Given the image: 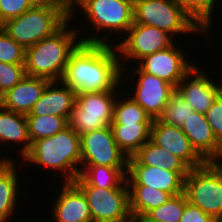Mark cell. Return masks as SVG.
<instances>
[{
    "label": "cell",
    "instance_id": "obj_2",
    "mask_svg": "<svg viewBox=\"0 0 222 222\" xmlns=\"http://www.w3.org/2000/svg\"><path fill=\"white\" fill-rule=\"evenodd\" d=\"M70 19L77 25L82 42L115 45L134 23V0H83Z\"/></svg>",
    "mask_w": 222,
    "mask_h": 222
},
{
    "label": "cell",
    "instance_id": "obj_17",
    "mask_svg": "<svg viewBox=\"0 0 222 222\" xmlns=\"http://www.w3.org/2000/svg\"><path fill=\"white\" fill-rule=\"evenodd\" d=\"M188 172H175L154 166L128 165L127 186H148L170 193L172 196L184 192V181Z\"/></svg>",
    "mask_w": 222,
    "mask_h": 222
},
{
    "label": "cell",
    "instance_id": "obj_11",
    "mask_svg": "<svg viewBox=\"0 0 222 222\" xmlns=\"http://www.w3.org/2000/svg\"><path fill=\"white\" fill-rule=\"evenodd\" d=\"M182 42L183 41H176L169 48L147 55L135 65L141 71L163 79L176 88L185 75L195 66L197 61H199L197 59L193 63L194 60L190 59L191 57L189 56L191 52L187 54Z\"/></svg>",
    "mask_w": 222,
    "mask_h": 222
},
{
    "label": "cell",
    "instance_id": "obj_23",
    "mask_svg": "<svg viewBox=\"0 0 222 222\" xmlns=\"http://www.w3.org/2000/svg\"><path fill=\"white\" fill-rule=\"evenodd\" d=\"M127 167L83 166L80 175L73 181L77 186L99 188H128Z\"/></svg>",
    "mask_w": 222,
    "mask_h": 222
},
{
    "label": "cell",
    "instance_id": "obj_29",
    "mask_svg": "<svg viewBox=\"0 0 222 222\" xmlns=\"http://www.w3.org/2000/svg\"><path fill=\"white\" fill-rule=\"evenodd\" d=\"M31 144L41 138L52 137L68 126V121L61 116L42 115L26 116Z\"/></svg>",
    "mask_w": 222,
    "mask_h": 222
},
{
    "label": "cell",
    "instance_id": "obj_24",
    "mask_svg": "<svg viewBox=\"0 0 222 222\" xmlns=\"http://www.w3.org/2000/svg\"><path fill=\"white\" fill-rule=\"evenodd\" d=\"M128 165L154 166L162 170L175 172H189L190 168L177 156L147 141L132 157L128 158Z\"/></svg>",
    "mask_w": 222,
    "mask_h": 222
},
{
    "label": "cell",
    "instance_id": "obj_37",
    "mask_svg": "<svg viewBox=\"0 0 222 222\" xmlns=\"http://www.w3.org/2000/svg\"><path fill=\"white\" fill-rule=\"evenodd\" d=\"M83 0H55V4L62 6L69 14L82 2Z\"/></svg>",
    "mask_w": 222,
    "mask_h": 222
},
{
    "label": "cell",
    "instance_id": "obj_33",
    "mask_svg": "<svg viewBox=\"0 0 222 222\" xmlns=\"http://www.w3.org/2000/svg\"><path fill=\"white\" fill-rule=\"evenodd\" d=\"M26 76L24 64L0 62V96L12 89Z\"/></svg>",
    "mask_w": 222,
    "mask_h": 222
},
{
    "label": "cell",
    "instance_id": "obj_7",
    "mask_svg": "<svg viewBox=\"0 0 222 222\" xmlns=\"http://www.w3.org/2000/svg\"><path fill=\"white\" fill-rule=\"evenodd\" d=\"M187 202L222 221V162H206L192 168L184 181Z\"/></svg>",
    "mask_w": 222,
    "mask_h": 222
},
{
    "label": "cell",
    "instance_id": "obj_21",
    "mask_svg": "<svg viewBox=\"0 0 222 222\" xmlns=\"http://www.w3.org/2000/svg\"><path fill=\"white\" fill-rule=\"evenodd\" d=\"M77 92L62 81H50L26 116L56 115L67 121L76 105Z\"/></svg>",
    "mask_w": 222,
    "mask_h": 222
},
{
    "label": "cell",
    "instance_id": "obj_40",
    "mask_svg": "<svg viewBox=\"0 0 222 222\" xmlns=\"http://www.w3.org/2000/svg\"><path fill=\"white\" fill-rule=\"evenodd\" d=\"M134 222H161V221H134Z\"/></svg>",
    "mask_w": 222,
    "mask_h": 222
},
{
    "label": "cell",
    "instance_id": "obj_1",
    "mask_svg": "<svg viewBox=\"0 0 222 222\" xmlns=\"http://www.w3.org/2000/svg\"><path fill=\"white\" fill-rule=\"evenodd\" d=\"M122 67L115 45L81 42L71 53L61 81L77 93L115 90Z\"/></svg>",
    "mask_w": 222,
    "mask_h": 222
},
{
    "label": "cell",
    "instance_id": "obj_32",
    "mask_svg": "<svg viewBox=\"0 0 222 222\" xmlns=\"http://www.w3.org/2000/svg\"><path fill=\"white\" fill-rule=\"evenodd\" d=\"M0 62L24 64L25 49L13 40L0 26Z\"/></svg>",
    "mask_w": 222,
    "mask_h": 222
},
{
    "label": "cell",
    "instance_id": "obj_25",
    "mask_svg": "<svg viewBox=\"0 0 222 222\" xmlns=\"http://www.w3.org/2000/svg\"><path fill=\"white\" fill-rule=\"evenodd\" d=\"M128 198L129 211L134 222L153 208L163 205L172 195L148 186H128Z\"/></svg>",
    "mask_w": 222,
    "mask_h": 222
},
{
    "label": "cell",
    "instance_id": "obj_20",
    "mask_svg": "<svg viewBox=\"0 0 222 222\" xmlns=\"http://www.w3.org/2000/svg\"><path fill=\"white\" fill-rule=\"evenodd\" d=\"M15 159V161H7L0 167V222H11V218L15 217L14 213L18 214L19 212L16 211L22 208L19 201H22L21 193L25 192L22 188L25 189L26 185L22 183L20 174H23L21 171L24 167L20 161L18 163L17 158ZM19 171L21 173H18Z\"/></svg>",
    "mask_w": 222,
    "mask_h": 222
},
{
    "label": "cell",
    "instance_id": "obj_31",
    "mask_svg": "<svg viewBox=\"0 0 222 222\" xmlns=\"http://www.w3.org/2000/svg\"><path fill=\"white\" fill-rule=\"evenodd\" d=\"M193 108L175 91L169 98L162 115L158 118L163 123L181 127L193 112Z\"/></svg>",
    "mask_w": 222,
    "mask_h": 222
},
{
    "label": "cell",
    "instance_id": "obj_18",
    "mask_svg": "<svg viewBox=\"0 0 222 222\" xmlns=\"http://www.w3.org/2000/svg\"><path fill=\"white\" fill-rule=\"evenodd\" d=\"M10 147L12 149V152H9L11 151L9 150ZM0 148L2 150L4 149L3 150L4 152L1 149L0 151H2V156H4L3 154L6 153L5 158L8 161H15L14 159L15 157H11L9 155L10 153L15 154L18 151L16 154L18 155L17 158L19 157L18 160L20 161L30 151L31 148V141L28 133V124H27L26 115L5 109L1 105H0ZM13 150H15V153L13 152Z\"/></svg>",
    "mask_w": 222,
    "mask_h": 222
},
{
    "label": "cell",
    "instance_id": "obj_19",
    "mask_svg": "<svg viewBox=\"0 0 222 222\" xmlns=\"http://www.w3.org/2000/svg\"><path fill=\"white\" fill-rule=\"evenodd\" d=\"M180 128L206 162H222V145L216 140L205 114L193 111Z\"/></svg>",
    "mask_w": 222,
    "mask_h": 222
},
{
    "label": "cell",
    "instance_id": "obj_30",
    "mask_svg": "<svg viewBox=\"0 0 222 222\" xmlns=\"http://www.w3.org/2000/svg\"><path fill=\"white\" fill-rule=\"evenodd\" d=\"M187 203V198L184 193L172 196V198L163 205L153 208L145 216L135 221L179 222Z\"/></svg>",
    "mask_w": 222,
    "mask_h": 222
},
{
    "label": "cell",
    "instance_id": "obj_26",
    "mask_svg": "<svg viewBox=\"0 0 222 222\" xmlns=\"http://www.w3.org/2000/svg\"><path fill=\"white\" fill-rule=\"evenodd\" d=\"M152 124L110 125L119 149L127 158L132 157L150 140Z\"/></svg>",
    "mask_w": 222,
    "mask_h": 222
},
{
    "label": "cell",
    "instance_id": "obj_5",
    "mask_svg": "<svg viewBox=\"0 0 222 222\" xmlns=\"http://www.w3.org/2000/svg\"><path fill=\"white\" fill-rule=\"evenodd\" d=\"M134 23L157 27L176 41H184L182 35L189 36L187 41L190 44L191 36L196 35L197 38L202 36V39L206 37L207 41L210 39L213 42L210 37L213 35L204 31L177 0H134Z\"/></svg>",
    "mask_w": 222,
    "mask_h": 222
},
{
    "label": "cell",
    "instance_id": "obj_36",
    "mask_svg": "<svg viewBox=\"0 0 222 222\" xmlns=\"http://www.w3.org/2000/svg\"><path fill=\"white\" fill-rule=\"evenodd\" d=\"M179 222H218L214 217L203 212L199 207L190 203L185 205V209Z\"/></svg>",
    "mask_w": 222,
    "mask_h": 222
},
{
    "label": "cell",
    "instance_id": "obj_28",
    "mask_svg": "<svg viewBox=\"0 0 222 222\" xmlns=\"http://www.w3.org/2000/svg\"><path fill=\"white\" fill-rule=\"evenodd\" d=\"M181 7L195 20V22L208 34H211L216 21L217 8L222 0H177ZM220 2V3H219ZM216 12V13H215ZM215 16V17H214ZM210 31V32H209Z\"/></svg>",
    "mask_w": 222,
    "mask_h": 222
},
{
    "label": "cell",
    "instance_id": "obj_12",
    "mask_svg": "<svg viewBox=\"0 0 222 222\" xmlns=\"http://www.w3.org/2000/svg\"><path fill=\"white\" fill-rule=\"evenodd\" d=\"M78 187L86 196L92 222H133L128 188Z\"/></svg>",
    "mask_w": 222,
    "mask_h": 222
},
{
    "label": "cell",
    "instance_id": "obj_38",
    "mask_svg": "<svg viewBox=\"0 0 222 222\" xmlns=\"http://www.w3.org/2000/svg\"><path fill=\"white\" fill-rule=\"evenodd\" d=\"M1 152H0V167L2 165H4L8 160L5 158V156H1Z\"/></svg>",
    "mask_w": 222,
    "mask_h": 222
},
{
    "label": "cell",
    "instance_id": "obj_4",
    "mask_svg": "<svg viewBox=\"0 0 222 222\" xmlns=\"http://www.w3.org/2000/svg\"><path fill=\"white\" fill-rule=\"evenodd\" d=\"M81 42L79 32L70 19L54 35L25 49L26 75L61 81L71 53Z\"/></svg>",
    "mask_w": 222,
    "mask_h": 222
},
{
    "label": "cell",
    "instance_id": "obj_16",
    "mask_svg": "<svg viewBox=\"0 0 222 222\" xmlns=\"http://www.w3.org/2000/svg\"><path fill=\"white\" fill-rule=\"evenodd\" d=\"M150 140L155 145L177 156L190 169L200 167L206 163L178 126L163 123L159 119H153Z\"/></svg>",
    "mask_w": 222,
    "mask_h": 222
},
{
    "label": "cell",
    "instance_id": "obj_39",
    "mask_svg": "<svg viewBox=\"0 0 222 222\" xmlns=\"http://www.w3.org/2000/svg\"><path fill=\"white\" fill-rule=\"evenodd\" d=\"M38 3H55V0H36Z\"/></svg>",
    "mask_w": 222,
    "mask_h": 222
},
{
    "label": "cell",
    "instance_id": "obj_10",
    "mask_svg": "<svg viewBox=\"0 0 222 222\" xmlns=\"http://www.w3.org/2000/svg\"><path fill=\"white\" fill-rule=\"evenodd\" d=\"M173 39L170 34L157 27L133 23L115 44L122 69L135 65L147 55L169 48L176 42Z\"/></svg>",
    "mask_w": 222,
    "mask_h": 222
},
{
    "label": "cell",
    "instance_id": "obj_15",
    "mask_svg": "<svg viewBox=\"0 0 222 222\" xmlns=\"http://www.w3.org/2000/svg\"><path fill=\"white\" fill-rule=\"evenodd\" d=\"M58 195L49 197L52 222H92L86 196L74 182L58 181ZM62 185V186H61ZM60 187V188H59ZM55 198V199H54Z\"/></svg>",
    "mask_w": 222,
    "mask_h": 222
},
{
    "label": "cell",
    "instance_id": "obj_35",
    "mask_svg": "<svg viewBox=\"0 0 222 222\" xmlns=\"http://www.w3.org/2000/svg\"><path fill=\"white\" fill-rule=\"evenodd\" d=\"M216 140L222 145V93L205 113Z\"/></svg>",
    "mask_w": 222,
    "mask_h": 222
},
{
    "label": "cell",
    "instance_id": "obj_3",
    "mask_svg": "<svg viewBox=\"0 0 222 222\" xmlns=\"http://www.w3.org/2000/svg\"><path fill=\"white\" fill-rule=\"evenodd\" d=\"M21 162L24 168L30 164L31 167L36 165L31 168L33 171L41 168L44 172L49 170L53 172L51 174L56 173L54 176L50 174L49 179H55L58 174L60 182H73L81 169L80 135L68 125L52 137L34 141Z\"/></svg>",
    "mask_w": 222,
    "mask_h": 222
},
{
    "label": "cell",
    "instance_id": "obj_27",
    "mask_svg": "<svg viewBox=\"0 0 222 222\" xmlns=\"http://www.w3.org/2000/svg\"><path fill=\"white\" fill-rule=\"evenodd\" d=\"M152 117L122 89L114 104L111 125L152 124Z\"/></svg>",
    "mask_w": 222,
    "mask_h": 222
},
{
    "label": "cell",
    "instance_id": "obj_14",
    "mask_svg": "<svg viewBox=\"0 0 222 222\" xmlns=\"http://www.w3.org/2000/svg\"><path fill=\"white\" fill-rule=\"evenodd\" d=\"M200 65L199 63L195 64L177 85L176 91L194 111L205 114L222 93V78L219 76L215 77L211 72L208 73L209 70L207 69L204 71L203 69L208 67L204 66L201 68Z\"/></svg>",
    "mask_w": 222,
    "mask_h": 222
},
{
    "label": "cell",
    "instance_id": "obj_8",
    "mask_svg": "<svg viewBox=\"0 0 222 222\" xmlns=\"http://www.w3.org/2000/svg\"><path fill=\"white\" fill-rule=\"evenodd\" d=\"M132 84L135 85L132 86ZM121 85L125 93L136 101L152 119H158L162 115L170 96L176 91L172 84L141 71L136 65L122 69Z\"/></svg>",
    "mask_w": 222,
    "mask_h": 222
},
{
    "label": "cell",
    "instance_id": "obj_13",
    "mask_svg": "<svg viewBox=\"0 0 222 222\" xmlns=\"http://www.w3.org/2000/svg\"><path fill=\"white\" fill-rule=\"evenodd\" d=\"M83 166L127 167L128 158L119 149L110 126L80 135Z\"/></svg>",
    "mask_w": 222,
    "mask_h": 222
},
{
    "label": "cell",
    "instance_id": "obj_22",
    "mask_svg": "<svg viewBox=\"0 0 222 222\" xmlns=\"http://www.w3.org/2000/svg\"><path fill=\"white\" fill-rule=\"evenodd\" d=\"M50 80L25 76L12 89L0 96V105L5 109L27 115L41 98Z\"/></svg>",
    "mask_w": 222,
    "mask_h": 222
},
{
    "label": "cell",
    "instance_id": "obj_34",
    "mask_svg": "<svg viewBox=\"0 0 222 222\" xmlns=\"http://www.w3.org/2000/svg\"><path fill=\"white\" fill-rule=\"evenodd\" d=\"M36 0H0V26L34 7Z\"/></svg>",
    "mask_w": 222,
    "mask_h": 222
},
{
    "label": "cell",
    "instance_id": "obj_6",
    "mask_svg": "<svg viewBox=\"0 0 222 222\" xmlns=\"http://www.w3.org/2000/svg\"><path fill=\"white\" fill-rule=\"evenodd\" d=\"M70 20V14L55 3H37L1 27L24 49L54 35Z\"/></svg>",
    "mask_w": 222,
    "mask_h": 222
},
{
    "label": "cell",
    "instance_id": "obj_9",
    "mask_svg": "<svg viewBox=\"0 0 222 222\" xmlns=\"http://www.w3.org/2000/svg\"><path fill=\"white\" fill-rule=\"evenodd\" d=\"M121 90L120 84L111 91L77 93L68 125L79 135L110 126L116 97Z\"/></svg>",
    "mask_w": 222,
    "mask_h": 222
}]
</instances>
